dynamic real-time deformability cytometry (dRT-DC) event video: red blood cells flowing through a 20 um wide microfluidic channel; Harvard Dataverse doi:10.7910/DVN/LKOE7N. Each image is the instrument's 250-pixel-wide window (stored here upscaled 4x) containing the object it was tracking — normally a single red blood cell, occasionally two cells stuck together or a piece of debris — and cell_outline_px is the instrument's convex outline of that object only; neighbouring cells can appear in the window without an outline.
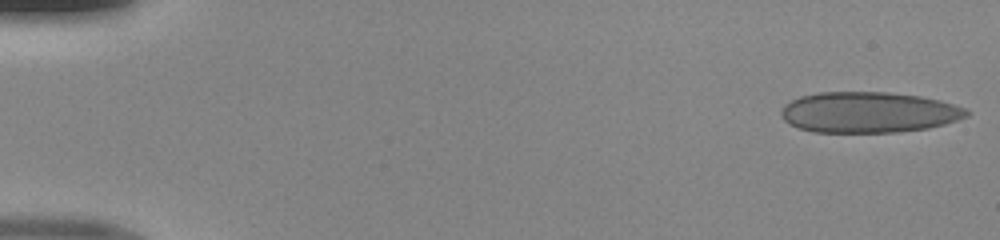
{"species": "human", "species_latin": "Homo sapiens", "temperature_condition": "room temperature", "stored_images_in_passage": 48, "camera_frame_rate_fps": 3000, "um_per_image_px": 0.085, "donor": {"sex": "male"}, "frame": {"image": 1, "passage_image": 1, "time_ms": 0.0, "image_size_px": [1000, 240], "cell_outline_px": [[968, 116], [944, 124], [928, 128], [896, 132], [816, 132], [800, 128], [788, 124], [784, 120], [780, 112], [784, 104], [800, 96], [820, 92], [888, 92], [920, 96], [940, 100], [964, 108], [968, 112]], "centroid_in_image_um": [73.81, 9.54], "position_along_channel_um": 11.2, "area_um2": 43.99}}
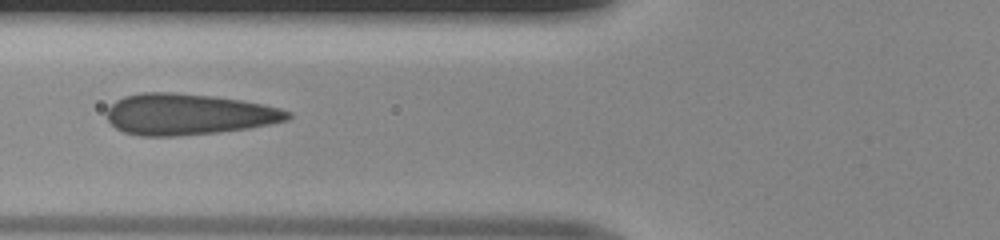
{"frame": {"image": 2, "passage_image": 19, "time_ms": 6.0, "image_size_px": [1000, 240], "cell_outline_px": [[292, 116], [288, 120], [272, 124], [248, 128], [220, 132], [176, 136], [140, 136], [124, 132], [116, 128], [108, 120], [108, 108], [116, 100], [124, 96], [144, 92], [172, 92], [212, 96], [240, 100], [264, 104], [280, 108], [292, 112]], "centroid_in_image_um": [16.04, 9.72], "position_along_channel_um": 109.8, "area_um2": 43.47}}
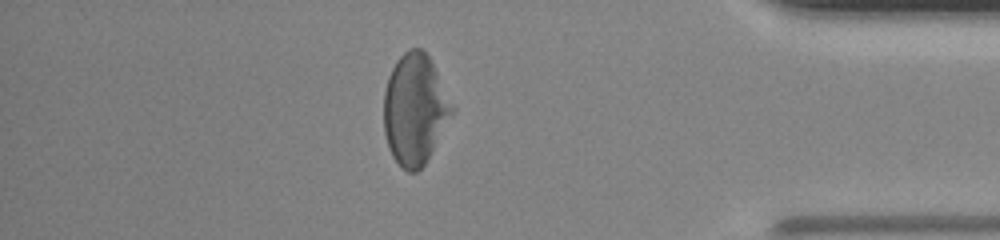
{"frame": {"image": 3, "passage_image": 42, "time_ms": 13.667, "image_size_px": [1000, 240], "cell_outline_px": [[456, 108], [424, 164], [416, 172], [408, 172], [392, 156], [388, 148], [384, 132], [384, 92], [388, 76], [396, 60], [408, 48], [420, 48], [428, 56]], "centroid_in_image_um": [35.25, 9.27], "position_along_channel_um": 399.9, "area_um2": 43.7}}